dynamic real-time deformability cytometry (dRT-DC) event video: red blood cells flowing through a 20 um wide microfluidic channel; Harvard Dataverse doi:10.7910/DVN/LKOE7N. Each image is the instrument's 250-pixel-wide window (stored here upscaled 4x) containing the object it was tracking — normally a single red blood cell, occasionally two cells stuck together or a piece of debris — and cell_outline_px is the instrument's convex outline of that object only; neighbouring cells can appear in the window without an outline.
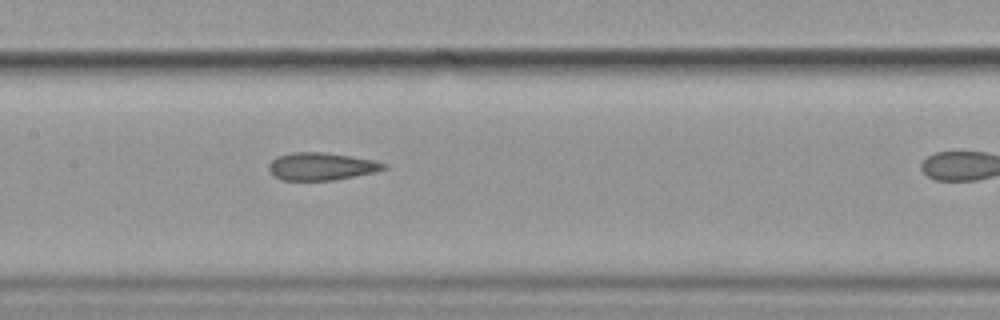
{"species": "common noctule bat (a hibernating species)", "species_latin": "Nyctalus noctula", "temperature_condition": "cold", "stored_images_in_passage": 5, "camera_frame_rate_fps": 3000, "um_per_image_px": 0.085, "animal": {"sex": "female", "body_mass_g": 19.9}, "frame": {"image": 1, "passage_image": 4, "time_ms": 3.333, "image_size_px": [1000, 320], "cell_outline_px": [[388, 168], [372, 172], [332, 180], [284, 180], [268, 172], [268, 164], [272, 160], [280, 156], [292, 152], [324, 152], [376, 160], [388, 164]], "centroid_in_image_um": [27.32, 14.13], "position_along_channel_um": 180.1, "area_um2": 18.32}}